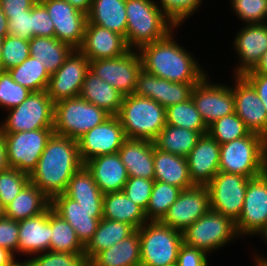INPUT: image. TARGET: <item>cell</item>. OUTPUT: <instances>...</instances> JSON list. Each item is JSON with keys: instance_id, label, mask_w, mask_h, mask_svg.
Returning a JSON list of instances; mask_svg holds the SVG:
<instances>
[{"instance_id": "6da1fadb", "label": "cell", "mask_w": 267, "mask_h": 266, "mask_svg": "<svg viewBox=\"0 0 267 266\" xmlns=\"http://www.w3.org/2000/svg\"><path fill=\"white\" fill-rule=\"evenodd\" d=\"M179 29L176 27L164 39L146 44L138 50L142 68L171 82L199 83L209 72L193 52L178 43L175 32L178 33Z\"/></svg>"}, {"instance_id": "7a4b0ae2", "label": "cell", "mask_w": 267, "mask_h": 266, "mask_svg": "<svg viewBox=\"0 0 267 266\" xmlns=\"http://www.w3.org/2000/svg\"><path fill=\"white\" fill-rule=\"evenodd\" d=\"M83 165L78 141L53 133L37 167L29 175L30 182L52 200L56 195L65 193L69 180Z\"/></svg>"}, {"instance_id": "3957f363", "label": "cell", "mask_w": 267, "mask_h": 266, "mask_svg": "<svg viewBox=\"0 0 267 266\" xmlns=\"http://www.w3.org/2000/svg\"><path fill=\"white\" fill-rule=\"evenodd\" d=\"M126 44L139 50L146 44L164 39L177 26L154 0H126Z\"/></svg>"}, {"instance_id": "277c9868", "label": "cell", "mask_w": 267, "mask_h": 266, "mask_svg": "<svg viewBox=\"0 0 267 266\" xmlns=\"http://www.w3.org/2000/svg\"><path fill=\"white\" fill-rule=\"evenodd\" d=\"M117 117L129 139L154 141L166 126V108L134 94L124 96Z\"/></svg>"}, {"instance_id": "5b68a950", "label": "cell", "mask_w": 267, "mask_h": 266, "mask_svg": "<svg viewBox=\"0 0 267 266\" xmlns=\"http://www.w3.org/2000/svg\"><path fill=\"white\" fill-rule=\"evenodd\" d=\"M183 243L206 252L216 253L229 243L240 240L235 222L222 214L209 210L182 232Z\"/></svg>"}, {"instance_id": "8992f818", "label": "cell", "mask_w": 267, "mask_h": 266, "mask_svg": "<svg viewBox=\"0 0 267 266\" xmlns=\"http://www.w3.org/2000/svg\"><path fill=\"white\" fill-rule=\"evenodd\" d=\"M141 266H171L176 264L183 244L182 232L160 221H147L138 229Z\"/></svg>"}, {"instance_id": "52a82bcc", "label": "cell", "mask_w": 267, "mask_h": 266, "mask_svg": "<svg viewBox=\"0 0 267 266\" xmlns=\"http://www.w3.org/2000/svg\"><path fill=\"white\" fill-rule=\"evenodd\" d=\"M110 115L80 96L54 104V134L78 140Z\"/></svg>"}, {"instance_id": "ba28073f", "label": "cell", "mask_w": 267, "mask_h": 266, "mask_svg": "<svg viewBox=\"0 0 267 266\" xmlns=\"http://www.w3.org/2000/svg\"><path fill=\"white\" fill-rule=\"evenodd\" d=\"M54 104L47 91L31 92L20 105L6 111L0 127L4 133L53 129Z\"/></svg>"}, {"instance_id": "9c48e42d", "label": "cell", "mask_w": 267, "mask_h": 266, "mask_svg": "<svg viewBox=\"0 0 267 266\" xmlns=\"http://www.w3.org/2000/svg\"><path fill=\"white\" fill-rule=\"evenodd\" d=\"M267 140L251 132L248 136L220 145L219 171L248 178L261 172V157Z\"/></svg>"}, {"instance_id": "30bf717a", "label": "cell", "mask_w": 267, "mask_h": 266, "mask_svg": "<svg viewBox=\"0 0 267 266\" xmlns=\"http://www.w3.org/2000/svg\"><path fill=\"white\" fill-rule=\"evenodd\" d=\"M53 129H37L18 133H5V150L9 168L31 174Z\"/></svg>"}, {"instance_id": "8fae6325", "label": "cell", "mask_w": 267, "mask_h": 266, "mask_svg": "<svg viewBox=\"0 0 267 266\" xmlns=\"http://www.w3.org/2000/svg\"><path fill=\"white\" fill-rule=\"evenodd\" d=\"M249 179L243 175L219 171L206 185L209 192L210 210L236 222L243 210Z\"/></svg>"}, {"instance_id": "7c38bea8", "label": "cell", "mask_w": 267, "mask_h": 266, "mask_svg": "<svg viewBox=\"0 0 267 266\" xmlns=\"http://www.w3.org/2000/svg\"><path fill=\"white\" fill-rule=\"evenodd\" d=\"M208 73L199 83L195 84L191 97L207 126L217 119L235 112V100L232 83L211 81Z\"/></svg>"}, {"instance_id": "4fadbf2b", "label": "cell", "mask_w": 267, "mask_h": 266, "mask_svg": "<svg viewBox=\"0 0 267 266\" xmlns=\"http://www.w3.org/2000/svg\"><path fill=\"white\" fill-rule=\"evenodd\" d=\"M141 70L142 61L138 50H129L120 57L90 61V71L124 96L134 93Z\"/></svg>"}, {"instance_id": "5bb4252c", "label": "cell", "mask_w": 267, "mask_h": 266, "mask_svg": "<svg viewBox=\"0 0 267 266\" xmlns=\"http://www.w3.org/2000/svg\"><path fill=\"white\" fill-rule=\"evenodd\" d=\"M235 226L241 239L257 238L267 227V181L261 175L249 179L243 210Z\"/></svg>"}, {"instance_id": "9a60e30c", "label": "cell", "mask_w": 267, "mask_h": 266, "mask_svg": "<svg viewBox=\"0 0 267 266\" xmlns=\"http://www.w3.org/2000/svg\"><path fill=\"white\" fill-rule=\"evenodd\" d=\"M90 70L89 59L74 49L63 65L50 76L47 94L54 103L80 96L86 73Z\"/></svg>"}, {"instance_id": "2e32d148", "label": "cell", "mask_w": 267, "mask_h": 266, "mask_svg": "<svg viewBox=\"0 0 267 266\" xmlns=\"http://www.w3.org/2000/svg\"><path fill=\"white\" fill-rule=\"evenodd\" d=\"M126 139L119 118L109 116L77 140L81 160L85 163L97 156L117 153Z\"/></svg>"}, {"instance_id": "e0dca14e", "label": "cell", "mask_w": 267, "mask_h": 266, "mask_svg": "<svg viewBox=\"0 0 267 266\" xmlns=\"http://www.w3.org/2000/svg\"><path fill=\"white\" fill-rule=\"evenodd\" d=\"M234 35L231 46L237 64L232 75H243L257 66L267 50V22L243 25Z\"/></svg>"}, {"instance_id": "ac0fdd59", "label": "cell", "mask_w": 267, "mask_h": 266, "mask_svg": "<svg viewBox=\"0 0 267 266\" xmlns=\"http://www.w3.org/2000/svg\"><path fill=\"white\" fill-rule=\"evenodd\" d=\"M209 210V192L206 185H195L181 191L160 222L183 232Z\"/></svg>"}, {"instance_id": "d6986e66", "label": "cell", "mask_w": 267, "mask_h": 266, "mask_svg": "<svg viewBox=\"0 0 267 266\" xmlns=\"http://www.w3.org/2000/svg\"><path fill=\"white\" fill-rule=\"evenodd\" d=\"M47 9L54 24L55 38L79 49L83 43L87 14L65 0H39Z\"/></svg>"}, {"instance_id": "ffe728a7", "label": "cell", "mask_w": 267, "mask_h": 266, "mask_svg": "<svg viewBox=\"0 0 267 266\" xmlns=\"http://www.w3.org/2000/svg\"><path fill=\"white\" fill-rule=\"evenodd\" d=\"M235 100V113L250 132L260 134L267 140V110L254 87L242 76H231Z\"/></svg>"}, {"instance_id": "44dd1931", "label": "cell", "mask_w": 267, "mask_h": 266, "mask_svg": "<svg viewBox=\"0 0 267 266\" xmlns=\"http://www.w3.org/2000/svg\"><path fill=\"white\" fill-rule=\"evenodd\" d=\"M51 207L73 227L84 246L95 234L99 221L103 218V209L82 208L64 193L51 200Z\"/></svg>"}, {"instance_id": "7402d4cb", "label": "cell", "mask_w": 267, "mask_h": 266, "mask_svg": "<svg viewBox=\"0 0 267 266\" xmlns=\"http://www.w3.org/2000/svg\"><path fill=\"white\" fill-rule=\"evenodd\" d=\"M18 256H31L50 250L51 205L41 214L18 221ZM22 254V255H21Z\"/></svg>"}, {"instance_id": "603a6c76", "label": "cell", "mask_w": 267, "mask_h": 266, "mask_svg": "<svg viewBox=\"0 0 267 266\" xmlns=\"http://www.w3.org/2000/svg\"><path fill=\"white\" fill-rule=\"evenodd\" d=\"M79 50L89 61H94L120 57L130 49L122 35L87 21L83 43Z\"/></svg>"}, {"instance_id": "cb8c5ba5", "label": "cell", "mask_w": 267, "mask_h": 266, "mask_svg": "<svg viewBox=\"0 0 267 266\" xmlns=\"http://www.w3.org/2000/svg\"><path fill=\"white\" fill-rule=\"evenodd\" d=\"M195 185H207L219 172L220 144L208 133L202 135L186 157Z\"/></svg>"}, {"instance_id": "d4e9b609", "label": "cell", "mask_w": 267, "mask_h": 266, "mask_svg": "<svg viewBox=\"0 0 267 266\" xmlns=\"http://www.w3.org/2000/svg\"><path fill=\"white\" fill-rule=\"evenodd\" d=\"M84 165L103 194L122 191L129 178L118 152L97 156Z\"/></svg>"}, {"instance_id": "484cf974", "label": "cell", "mask_w": 267, "mask_h": 266, "mask_svg": "<svg viewBox=\"0 0 267 266\" xmlns=\"http://www.w3.org/2000/svg\"><path fill=\"white\" fill-rule=\"evenodd\" d=\"M129 177L154 180V142L127 138L118 151Z\"/></svg>"}, {"instance_id": "4316f807", "label": "cell", "mask_w": 267, "mask_h": 266, "mask_svg": "<svg viewBox=\"0 0 267 266\" xmlns=\"http://www.w3.org/2000/svg\"><path fill=\"white\" fill-rule=\"evenodd\" d=\"M153 159L154 180L166 182L182 190L195 186L189 175L186 157L161 151L154 144Z\"/></svg>"}, {"instance_id": "83f0119b", "label": "cell", "mask_w": 267, "mask_h": 266, "mask_svg": "<svg viewBox=\"0 0 267 266\" xmlns=\"http://www.w3.org/2000/svg\"><path fill=\"white\" fill-rule=\"evenodd\" d=\"M80 97L102 108L110 116H117L124 95L89 70L83 81Z\"/></svg>"}, {"instance_id": "f1b7e54d", "label": "cell", "mask_w": 267, "mask_h": 266, "mask_svg": "<svg viewBox=\"0 0 267 266\" xmlns=\"http://www.w3.org/2000/svg\"><path fill=\"white\" fill-rule=\"evenodd\" d=\"M126 0H92L88 22L118 33L126 38Z\"/></svg>"}, {"instance_id": "f546056e", "label": "cell", "mask_w": 267, "mask_h": 266, "mask_svg": "<svg viewBox=\"0 0 267 266\" xmlns=\"http://www.w3.org/2000/svg\"><path fill=\"white\" fill-rule=\"evenodd\" d=\"M103 218L130 224L136 230L147 222L145 211L123 191L104 194Z\"/></svg>"}, {"instance_id": "4dcf8cb0", "label": "cell", "mask_w": 267, "mask_h": 266, "mask_svg": "<svg viewBox=\"0 0 267 266\" xmlns=\"http://www.w3.org/2000/svg\"><path fill=\"white\" fill-rule=\"evenodd\" d=\"M136 229L120 221L102 218L97 230L84 246L87 260H93L100 252L130 236Z\"/></svg>"}, {"instance_id": "1f68e13d", "label": "cell", "mask_w": 267, "mask_h": 266, "mask_svg": "<svg viewBox=\"0 0 267 266\" xmlns=\"http://www.w3.org/2000/svg\"><path fill=\"white\" fill-rule=\"evenodd\" d=\"M64 194L76 201L82 208L103 209L104 194L85 165L71 177Z\"/></svg>"}, {"instance_id": "d6a6232c", "label": "cell", "mask_w": 267, "mask_h": 266, "mask_svg": "<svg viewBox=\"0 0 267 266\" xmlns=\"http://www.w3.org/2000/svg\"><path fill=\"white\" fill-rule=\"evenodd\" d=\"M51 205L33 183L29 182L21 192L4 207V216L15 221L24 220L43 213Z\"/></svg>"}, {"instance_id": "836d02e7", "label": "cell", "mask_w": 267, "mask_h": 266, "mask_svg": "<svg viewBox=\"0 0 267 266\" xmlns=\"http://www.w3.org/2000/svg\"><path fill=\"white\" fill-rule=\"evenodd\" d=\"M92 261L98 266H141L138 230L119 243L100 252Z\"/></svg>"}, {"instance_id": "e575fe53", "label": "cell", "mask_w": 267, "mask_h": 266, "mask_svg": "<svg viewBox=\"0 0 267 266\" xmlns=\"http://www.w3.org/2000/svg\"><path fill=\"white\" fill-rule=\"evenodd\" d=\"M74 49L57 38L33 37L29 40L30 56L41 62L48 74L53 75Z\"/></svg>"}, {"instance_id": "d590c367", "label": "cell", "mask_w": 267, "mask_h": 266, "mask_svg": "<svg viewBox=\"0 0 267 266\" xmlns=\"http://www.w3.org/2000/svg\"><path fill=\"white\" fill-rule=\"evenodd\" d=\"M201 136L198 131L166 124L153 142L161 151L187 157Z\"/></svg>"}, {"instance_id": "8d00e7d4", "label": "cell", "mask_w": 267, "mask_h": 266, "mask_svg": "<svg viewBox=\"0 0 267 266\" xmlns=\"http://www.w3.org/2000/svg\"><path fill=\"white\" fill-rule=\"evenodd\" d=\"M12 79L32 92L46 91L50 75L38 59L29 56L22 64L7 70Z\"/></svg>"}, {"instance_id": "74e56055", "label": "cell", "mask_w": 267, "mask_h": 266, "mask_svg": "<svg viewBox=\"0 0 267 266\" xmlns=\"http://www.w3.org/2000/svg\"><path fill=\"white\" fill-rule=\"evenodd\" d=\"M51 235V251L66 253H84V245L78 239L73 227L59 214H57L52 207Z\"/></svg>"}, {"instance_id": "f35d334b", "label": "cell", "mask_w": 267, "mask_h": 266, "mask_svg": "<svg viewBox=\"0 0 267 266\" xmlns=\"http://www.w3.org/2000/svg\"><path fill=\"white\" fill-rule=\"evenodd\" d=\"M166 124L198 131L201 135L207 134L208 126L192 99L166 108Z\"/></svg>"}, {"instance_id": "ab89813d", "label": "cell", "mask_w": 267, "mask_h": 266, "mask_svg": "<svg viewBox=\"0 0 267 266\" xmlns=\"http://www.w3.org/2000/svg\"><path fill=\"white\" fill-rule=\"evenodd\" d=\"M182 189L162 181H154L150 200L145 211L147 221H161Z\"/></svg>"}, {"instance_id": "60d3db41", "label": "cell", "mask_w": 267, "mask_h": 266, "mask_svg": "<svg viewBox=\"0 0 267 266\" xmlns=\"http://www.w3.org/2000/svg\"><path fill=\"white\" fill-rule=\"evenodd\" d=\"M220 145L248 136L251 132L242 119L234 112L214 121L207 132Z\"/></svg>"}, {"instance_id": "b9f144b4", "label": "cell", "mask_w": 267, "mask_h": 266, "mask_svg": "<svg viewBox=\"0 0 267 266\" xmlns=\"http://www.w3.org/2000/svg\"><path fill=\"white\" fill-rule=\"evenodd\" d=\"M163 13L177 26H184L185 21L197 14L203 0H154ZM203 1V2H202Z\"/></svg>"}, {"instance_id": "7bdbcfd3", "label": "cell", "mask_w": 267, "mask_h": 266, "mask_svg": "<svg viewBox=\"0 0 267 266\" xmlns=\"http://www.w3.org/2000/svg\"><path fill=\"white\" fill-rule=\"evenodd\" d=\"M232 15L246 24L267 22V0H229Z\"/></svg>"}, {"instance_id": "ee69618b", "label": "cell", "mask_w": 267, "mask_h": 266, "mask_svg": "<svg viewBox=\"0 0 267 266\" xmlns=\"http://www.w3.org/2000/svg\"><path fill=\"white\" fill-rule=\"evenodd\" d=\"M30 56L29 40L7 35L1 47V70L19 66Z\"/></svg>"}, {"instance_id": "f6af8a7d", "label": "cell", "mask_w": 267, "mask_h": 266, "mask_svg": "<svg viewBox=\"0 0 267 266\" xmlns=\"http://www.w3.org/2000/svg\"><path fill=\"white\" fill-rule=\"evenodd\" d=\"M31 92L15 82L8 71L0 70V107L4 112L20 105Z\"/></svg>"}, {"instance_id": "bcb514c9", "label": "cell", "mask_w": 267, "mask_h": 266, "mask_svg": "<svg viewBox=\"0 0 267 266\" xmlns=\"http://www.w3.org/2000/svg\"><path fill=\"white\" fill-rule=\"evenodd\" d=\"M30 182L29 174L15 168L0 172V202L5 207Z\"/></svg>"}, {"instance_id": "7dc6e473", "label": "cell", "mask_w": 267, "mask_h": 266, "mask_svg": "<svg viewBox=\"0 0 267 266\" xmlns=\"http://www.w3.org/2000/svg\"><path fill=\"white\" fill-rule=\"evenodd\" d=\"M166 79L148 73L143 68L137 76L134 95L150 98L165 107Z\"/></svg>"}, {"instance_id": "c3c4849f", "label": "cell", "mask_w": 267, "mask_h": 266, "mask_svg": "<svg viewBox=\"0 0 267 266\" xmlns=\"http://www.w3.org/2000/svg\"><path fill=\"white\" fill-rule=\"evenodd\" d=\"M84 253H66L46 251L31 256L24 261L28 266H83L86 262Z\"/></svg>"}, {"instance_id": "681fc988", "label": "cell", "mask_w": 267, "mask_h": 266, "mask_svg": "<svg viewBox=\"0 0 267 266\" xmlns=\"http://www.w3.org/2000/svg\"><path fill=\"white\" fill-rule=\"evenodd\" d=\"M154 181L146 178L129 177L122 191L130 200L146 211Z\"/></svg>"}, {"instance_id": "f907efd6", "label": "cell", "mask_w": 267, "mask_h": 266, "mask_svg": "<svg viewBox=\"0 0 267 266\" xmlns=\"http://www.w3.org/2000/svg\"><path fill=\"white\" fill-rule=\"evenodd\" d=\"M32 32L33 37H55L54 24L39 0L32 7Z\"/></svg>"}, {"instance_id": "816d5d0a", "label": "cell", "mask_w": 267, "mask_h": 266, "mask_svg": "<svg viewBox=\"0 0 267 266\" xmlns=\"http://www.w3.org/2000/svg\"><path fill=\"white\" fill-rule=\"evenodd\" d=\"M18 221L3 216L0 218V247L7 249L15 258L18 255Z\"/></svg>"}, {"instance_id": "f5cc1de1", "label": "cell", "mask_w": 267, "mask_h": 266, "mask_svg": "<svg viewBox=\"0 0 267 266\" xmlns=\"http://www.w3.org/2000/svg\"><path fill=\"white\" fill-rule=\"evenodd\" d=\"M8 19V35L24 40L33 38L32 8L26 14L6 15Z\"/></svg>"}, {"instance_id": "db71d44e", "label": "cell", "mask_w": 267, "mask_h": 266, "mask_svg": "<svg viewBox=\"0 0 267 266\" xmlns=\"http://www.w3.org/2000/svg\"><path fill=\"white\" fill-rule=\"evenodd\" d=\"M209 255L195 247L188 246L183 243L180 247L177 266H210Z\"/></svg>"}, {"instance_id": "11a10c76", "label": "cell", "mask_w": 267, "mask_h": 266, "mask_svg": "<svg viewBox=\"0 0 267 266\" xmlns=\"http://www.w3.org/2000/svg\"><path fill=\"white\" fill-rule=\"evenodd\" d=\"M195 84L197 83H177L166 80L165 108L190 99Z\"/></svg>"}, {"instance_id": "9f6ffc18", "label": "cell", "mask_w": 267, "mask_h": 266, "mask_svg": "<svg viewBox=\"0 0 267 266\" xmlns=\"http://www.w3.org/2000/svg\"><path fill=\"white\" fill-rule=\"evenodd\" d=\"M242 76L254 87L267 110V75L255 72L252 69Z\"/></svg>"}, {"instance_id": "6f0895ef", "label": "cell", "mask_w": 267, "mask_h": 266, "mask_svg": "<svg viewBox=\"0 0 267 266\" xmlns=\"http://www.w3.org/2000/svg\"><path fill=\"white\" fill-rule=\"evenodd\" d=\"M38 0H0L5 15L26 14Z\"/></svg>"}, {"instance_id": "680465c9", "label": "cell", "mask_w": 267, "mask_h": 266, "mask_svg": "<svg viewBox=\"0 0 267 266\" xmlns=\"http://www.w3.org/2000/svg\"><path fill=\"white\" fill-rule=\"evenodd\" d=\"M19 259L7 249L0 247V266H13Z\"/></svg>"}, {"instance_id": "91938a15", "label": "cell", "mask_w": 267, "mask_h": 266, "mask_svg": "<svg viewBox=\"0 0 267 266\" xmlns=\"http://www.w3.org/2000/svg\"><path fill=\"white\" fill-rule=\"evenodd\" d=\"M8 168L6 150H5V133L0 127V172Z\"/></svg>"}, {"instance_id": "94428289", "label": "cell", "mask_w": 267, "mask_h": 266, "mask_svg": "<svg viewBox=\"0 0 267 266\" xmlns=\"http://www.w3.org/2000/svg\"><path fill=\"white\" fill-rule=\"evenodd\" d=\"M70 3L73 7L88 14L92 5V0H65Z\"/></svg>"}, {"instance_id": "6125c7cd", "label": "cell", "mask_w": 267, "mask_h": 266, "mask_svg": "<svg viewBox=\"0 0 267 266\" xmlns=\"http://www.w3.org/2000/svg\"><path fill=\"white\" fill-rule=\"evenodd\" d=\"M8 35V19L0 5V38Z\"/></svg>"}, {"instance_id": "be15d7a7", "label": "cell", "mask_w": 267, "mask_h": 266, "mask_svg": "<svg viewBox=\"0 0 267 266\" xmlns=\"http://www.w3.org/2000/svg\"><path fill=\"white\" fill-rule=\"evenodd\" d=\"M255 253L252 255L253 256V266H267V254H260L256 250H254Z\"/></svg>"}, {"instance_id": "e7e4bbea", "label": "cell", "mask_w": 267, "mask_h": 266, "mask_svg": "<svg viewBox=\"0 0 267 266\" xmlns=\"http://www.w3.org/2000/svg\"><path fill=\"white\" fill-rule=\"evenodd\" d=\"M260 175L267 181V143L262 152Z\"/></svg>"}, {"instance_id": "03108f58", "label": "cell", "mask_w": 267, "mask_h": 266, "mask_svg": "<svg viewBox=\"0 0 267 266\" xmlns=\"http://www.w3.org/2000/svg\"><path fill=\"white\" fill-rule=\"evenodd\" d=\"M253 70L255 72L267 75V50L263 54L260 62L257 64V66Z\"/></svg>"}, {"instance_id": "003e7915", "label": "cell", "mask_w": 267, "mask_h": 266, "mask_svg": "<svg viewBox=\"0 0 267 266\" xmlns=\"http://www.w3.org/2000/svg\"><path fill=\"white\" fill-rule=\"evenodd\" d=\"M257 238H259V239L261 238V240H263V242H265L264 244L267 246V227L262 232V234L259 237H257Z\"/></svg>"}, {"instance_id": "a7ac6f4b", "label": "cell", "mask_w": 267, "mask_h": 266, "mask_svg": "<svg viewBox=\"0 0 267 266\" xmlns=\"http://www.w3.org/2000/svg\"><path fill=\"white\" fill-rule=\"evenodd\" d=\"M22 258L19 260V261H17L13 266H28V264L24 261V260H22Z\"/></svg>"}, {"instance_id": "89a4df30", "label": "cell", "mask_w": 267, "mask_h": 266, "mask_svg": "<svg viewBox=\"0 0 267 266\" xmlns=\"http://www.w3.org/2000/svg\"><path fill=\"white\" fill-rule=\"evenodd\" d=\"M83 266H98V265L95 264L92 260H86Z\"/></svg>"}, {"instance_id": "2644e50d", "label": "cell", "mask_w": 267, "mask_h": 266, "mask_svg": "<svg viewBox=\"0 0 267 266\" xmlns=\"http://www.w3.org/2000/svg\"><path fill=\"white\" fill-rule=\"evenodd\" d=\"M3 216H4V206L0 202V218H2Z\"/></svg>"}, {"instance_id": "8c879c8a", "label": "cell", "mask_w": 267, "mask_h": 266, "mask_svg": "<svg viewBox=\"0 0 267 266\" xmlns=\"http://www.w3.org/2000/svg\"><path fill=\"white\" fill-rule=\"evenodd\" d=\"M2 41H3V39L0 38V70H1V47H2Z\"/></svg>"}]
</instances>
